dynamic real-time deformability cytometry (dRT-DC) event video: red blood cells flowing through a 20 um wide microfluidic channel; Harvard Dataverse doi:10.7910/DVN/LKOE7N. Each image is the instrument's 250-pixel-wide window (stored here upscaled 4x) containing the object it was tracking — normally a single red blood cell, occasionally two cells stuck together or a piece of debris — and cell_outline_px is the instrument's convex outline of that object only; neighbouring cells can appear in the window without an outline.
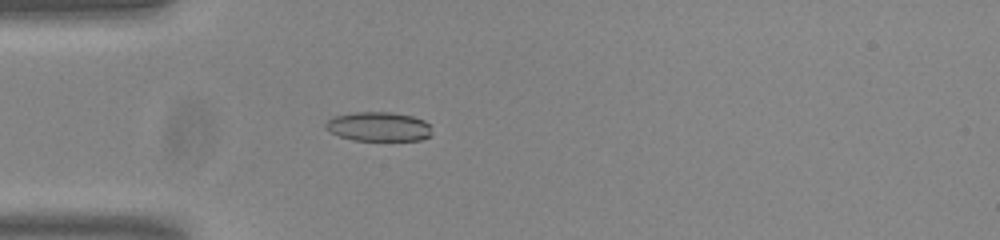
{"species": "common noctule bat (a hibernating species)", "species_latin": "Nyctalus noctula", "temperature_condition": "room temperature", "stored_images_in_passage": 54, "camera_frame_rate_fps": 3000, "um_per_image_px": 0.085, "animal": {"sex": "male", "body_mass_g": 20.0, "forearm_length_mm": 53.3}, "frame": {"image": 1, "passage_image": 16, "time_ms": 5.0, "image_size_px": [1000, 240], "cell_outline_px": [[432, 136], [420, 140], [352, 140], [340, 136], [324, 128], [324, 124], [332, 116], [356, 112], [388, 112], [412, 116], [424, 120], [428, 124], [432, 132]], "centroid_in_image_um": [32.17, 10.76], "position_along_channel_um": 52.8, "area_um2": 18.15}}
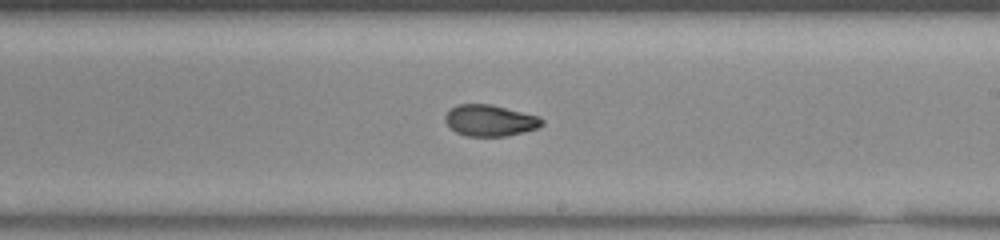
{"frame": {"image": 2, "passage_image": 32, "time_ms": 10.333, "image_size_px": [1000, 240], "cell_outline_px": [[544, 124], [536, 128], [524, 132], [508, 136], [468, 136], [456, 132], [444, 120], [444, 116], [448, 108], [456, 104], [492, 104], [540, 116], [544, 120]], "centroid_in_image_um": [41.65, 10.22], "position_along_channel_um": 247.4, "area_um2": 17.92}}
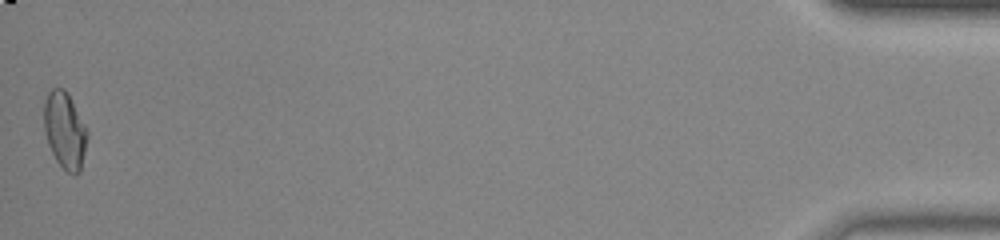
{"frame": {"image": 3, "passage_image": 54, "time_ms": 17.667, "image_size_px": [1000, 240], "cell_outline_px": [[88, 136], [80, 172], [76, 176], [72, 176], [56, 160], [48, 144], [44, 132], [44, 100], [48, 92], [52, 88], [64, 88], [68, 92], [88, 132]], "centroid_in_image_um": [5.5, 11.08], "position_along_channel_um": 429.7, "area_um2": 19.42}, "authors_computed_cell_mechanics": {"area_um2": 18.2937, "velocity_mm_per_s": 3.8092, "shape_relaxation_time_tau1_ms": null, "shape_relaxation_time_tau2_ms": 1.9002, "deformation_change_tau1": null, "deformation_change_tau2": 0.055}}